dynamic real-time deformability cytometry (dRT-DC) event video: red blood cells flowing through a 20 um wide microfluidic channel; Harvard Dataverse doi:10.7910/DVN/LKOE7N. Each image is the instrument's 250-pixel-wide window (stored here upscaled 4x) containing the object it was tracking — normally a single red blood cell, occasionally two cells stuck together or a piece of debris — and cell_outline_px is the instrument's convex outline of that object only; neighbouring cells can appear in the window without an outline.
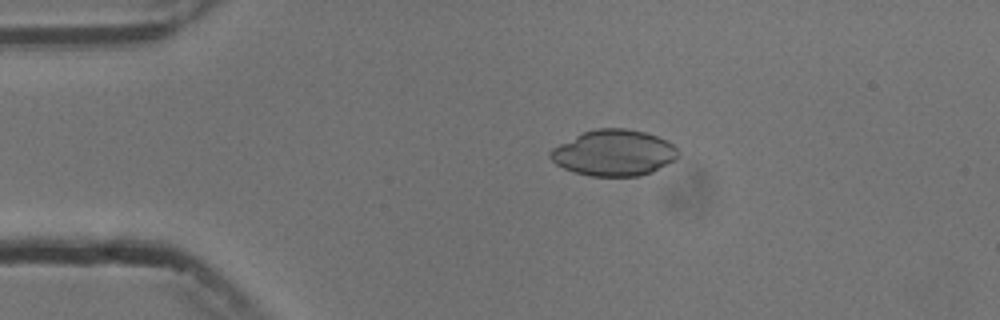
{"species": "common noctule bat (a hibernating species)", "species_latin": "Nyctalus noctula", "temperature_condition": "cold", "stored_images_in_passage": 4, "camera_frame_rate_fps": 3000, "um_per_image_px": 0.085, "animal": {"sex": "male", "body_mass_g": 13.3}, "frame": {"image": 1, "passage_image": 3, "time_ms": 2.333, "image_size_px": [1000, 320], "cell_outline_px": [[680, 156], [676, 160], [652, 172], [640, 176], [592, 176], [576, 172], [564, 168], [556, 164], [548, 156], [548, 152], [552, 148], [584, 132], [596, 128], [624, 128], [644, 132], [668, 140], [680, 152]], "centroid_in_image_um": [52.21, 13.0], "position_along_channel_um": 32.8, "area_um2": 34.28}}